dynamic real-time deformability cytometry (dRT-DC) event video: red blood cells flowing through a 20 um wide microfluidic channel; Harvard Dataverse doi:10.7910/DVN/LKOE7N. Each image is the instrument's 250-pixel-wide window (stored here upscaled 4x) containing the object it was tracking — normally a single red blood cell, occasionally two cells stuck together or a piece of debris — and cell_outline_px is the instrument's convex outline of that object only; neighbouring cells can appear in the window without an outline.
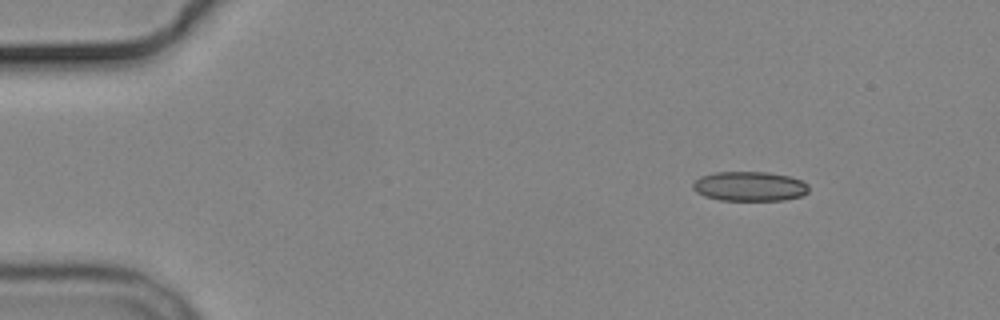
{"species": "common noctule bat (a hibernating species)", "species_latin": "Nyctalus noctula", "temperature_condition": "cold", "stored_images_in_passage": 4, "camera_frame_rate_fps": 3000, "um_per_image_px": 0.085, "animal": {"sex": "male", "body_mass_g": 19.2, "forearm_length_mm": 51.8}, "frame": {"image": 1, "passage_image": 1, "time_ms": 0.0, "image_size_px": [1000, 320], "cell_outline_px": [[808, 192], [804, 196], [784, 200], [720, 200], [704, 196], [696, 192], [692, 188], [692, 184], [700, 176], [716, 172], [768, 172], [788, 176], [800, 180], [808, 184]], "centroid_in_image_um": [63.71, 15.84], "position_along_channel_um": 21.3, "area_um2": 20.06}}
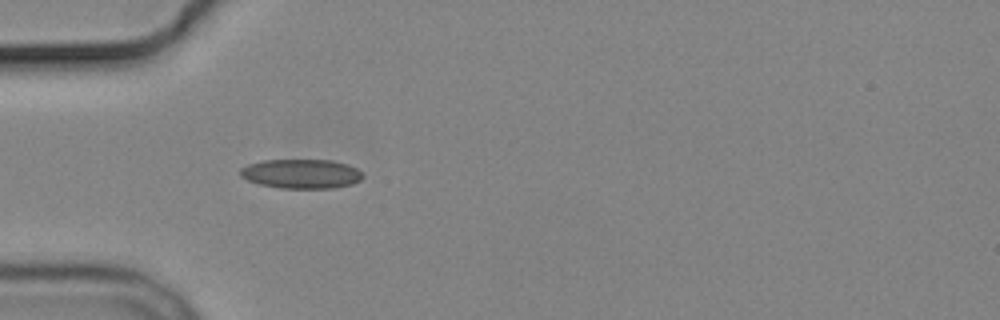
{"frame": {"image": 2, "passage_image": 4, "time_ms": 3.333, "image_size_px": [1000, 320], "cell_outline_px": [[364, 176], [360, 180], [352, 184], [332, 188], [280, 188], [260, 184], [248, 180], [240, 176], [240, 168], [248, 164], [264, 160], [332, 160], [348, 164], [356, 168]], "centroid_in_image_um": [25.61, 14.77], "position_along_channel_um": 59.4, "area_um2": 20.92}}